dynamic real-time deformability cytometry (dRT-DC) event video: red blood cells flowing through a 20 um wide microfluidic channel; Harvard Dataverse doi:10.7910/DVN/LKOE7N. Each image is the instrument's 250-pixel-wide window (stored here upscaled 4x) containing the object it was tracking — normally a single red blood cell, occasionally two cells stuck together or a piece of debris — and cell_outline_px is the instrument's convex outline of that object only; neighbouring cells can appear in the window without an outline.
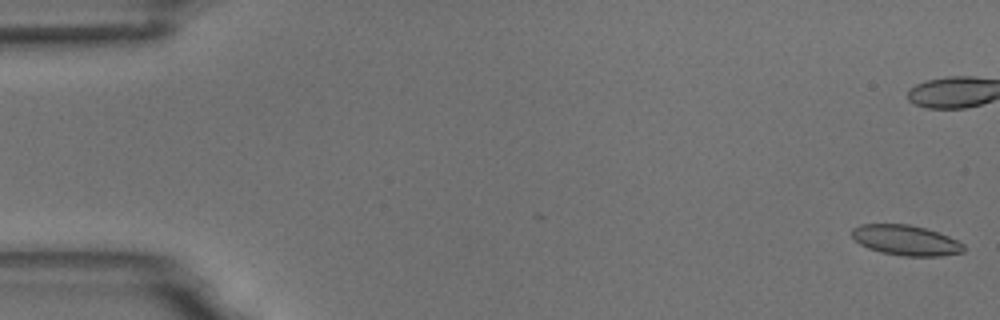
{"species": "common noctule bat (a hibernating species)", "species_latin": "Nyctalus noctula", "temperature_condition": "room temperature", "stored_images_in_passage": 7, "camera_frame_rate_fps": 3000, "um_per_image_px": 0.085, "animal": {"sex": "male", "body_mass_g": 18.8}, "frame": {"image": 1, "passage_image": 1, "time_ms": 0.0, "image_size_px": [1000, 320], "cell_outline_px": [[964, 252], [940, 256], [904, 256], [880, 252], [868, 248], [860, 244], [852, 236], [852, 228], [860, 224], [908, 224], [924, 228], [948, 236], [964, 244]], "centroid_in_image_um": [76.98, 20.42], "position_along_channel_um": 8.0, "area_um2": 19.59}}